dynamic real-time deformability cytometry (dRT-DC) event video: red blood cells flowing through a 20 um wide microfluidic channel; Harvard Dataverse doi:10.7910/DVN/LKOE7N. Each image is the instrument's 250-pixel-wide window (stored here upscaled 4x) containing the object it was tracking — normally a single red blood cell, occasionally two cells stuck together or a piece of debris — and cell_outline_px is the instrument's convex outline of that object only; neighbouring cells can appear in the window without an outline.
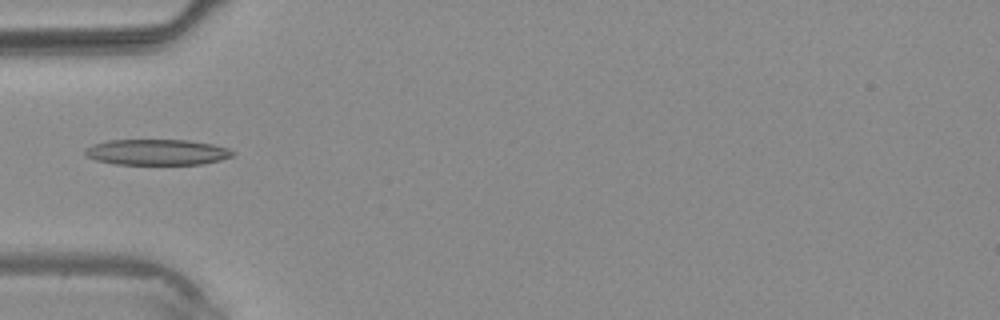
{"species": "common noctule bat (a hibernating species)", "species_latin": "Nyctalus noctula", "temperature_condition": "warm", "stored_images_in_passage": 2, "camera_frame_rate_fps": 3000, "um_per_image_px": 0.085, "animal": {"sex": "male", "body_mass_g": 20.4}, "frame": {"image": 1, "passage_image": 2, "time_ms": 1.0, "image_size_px": [1000, 320], "cell_outline_px": [[236, 152], [232, 156], [220, 160], [200, 164], [116, 164], [96, 160], [84, 156], [84, 148], [92, 144], [108, 140], [188, 140], [212, 144], [228, 148]], "centroid_in_image_um": [13.3, 12.93], "position_along_channel_um": 71.7, "area_um2": 22.25}}